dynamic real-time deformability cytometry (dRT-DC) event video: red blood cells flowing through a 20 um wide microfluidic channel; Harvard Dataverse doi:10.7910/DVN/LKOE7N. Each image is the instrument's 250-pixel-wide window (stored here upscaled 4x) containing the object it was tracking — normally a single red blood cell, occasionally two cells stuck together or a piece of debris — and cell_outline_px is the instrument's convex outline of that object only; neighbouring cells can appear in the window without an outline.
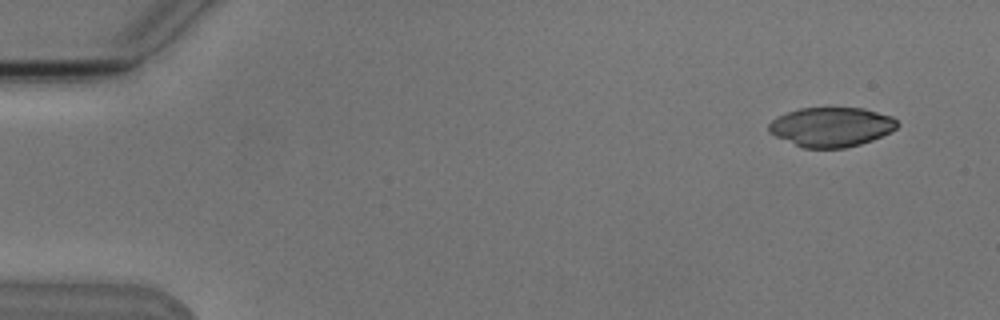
{"species": "Egyptian fruit bat (a non-hibernating species)", "species_latin": "Rousettus aegyptiacus", "temperature_condition": "cold", "stored_images_in_passage": 5, "camera_frame_rate_fps": 3000, "um_per_image_px": 0.085, "animal": {"sex": "male"}, "frame": {"image": 1, "passage_image": 1, "time_ms": 0.0, "image_size_px": [1000, 320], "cell_outline_px": [[900, 124], [892, 132], [872, 140], [860, 144], [844, 148], [804, 148], [776, 136], [768, 132], [768, 124], [772, 120], [788, 112], [800, 108], [864, 108], [892, 116]], "centroid_in_image_um": [70.69, 10.79], "position_along_channel_um": 14.3, "area_um2": 29.48}}
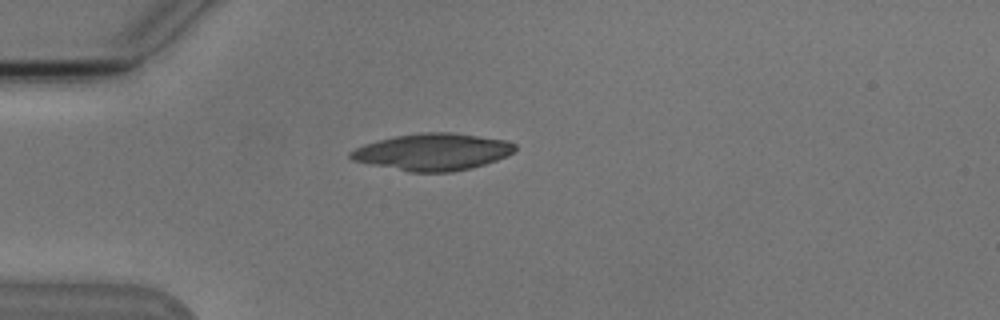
{"frame": {"image": 2, "passage_image": 4, "time_ms": 3.667, "image_size_px": [1000, 320], "cell_outline_px": [[516, 148], [508, 156], [472, 168], [452, 172], [408, 172], [352, 160], [348, 156], [348, 152], [364, 144], [396, 136], [424, 132], [452, 132], [508, 140], [516, 144]], "centroid_in_image_um": [36.8, 12.91], "position_along_channel_um": 48.2, "area_um2": 35.37}}